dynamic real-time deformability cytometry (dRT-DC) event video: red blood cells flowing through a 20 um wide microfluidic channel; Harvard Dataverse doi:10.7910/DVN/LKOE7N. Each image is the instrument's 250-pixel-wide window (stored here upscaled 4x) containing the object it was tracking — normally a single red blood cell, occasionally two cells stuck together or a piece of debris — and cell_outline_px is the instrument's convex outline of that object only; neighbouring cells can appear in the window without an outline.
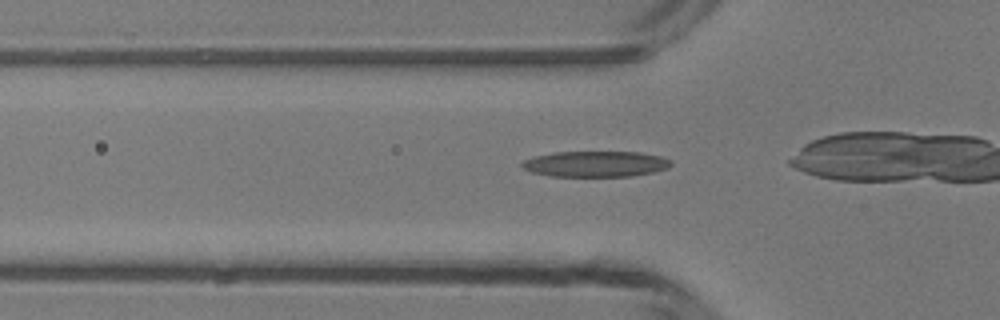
{"species": "common noctule bat (a hibernating species)", "species_latin": "Nyctalus noctula", "temperature_condition": "room temperature", "stored_images_in_passage": 17, "camera_frame_rate_fps": 3000, "um_per_image_px": 0.085, "animal": {"sex": "male", "body_mass_g": 13.3}, "frame": {"image": 1, "passage_image": 12, "time_ms": 3.667, "image_size_px": [1000, 320], "cell_outline_px": [[672, 164], [668, 168], [652, 172], [632, 176], [552, 176], [532, 172], [524, 168], [520, 164], [524, 160], [536, 156], [552, 152], [640, 152], [660, 156], [668, 160]], "centroid_in_image_um": [50.61, 13.93], "position_along_channel_um": 75.2, "area_um2": 22.2}}
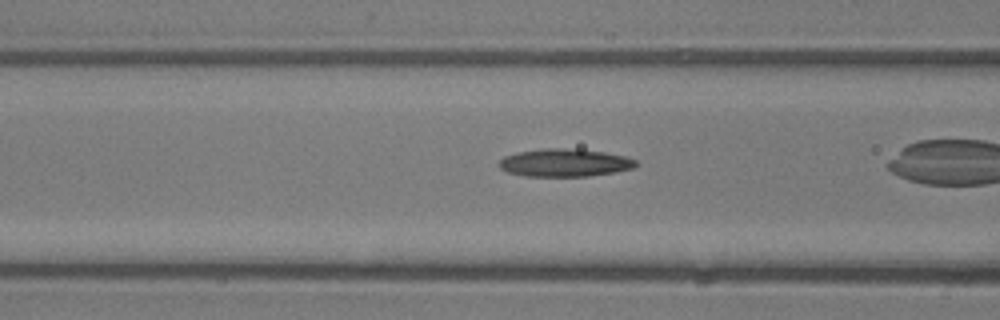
{"frame": {"image": 2, "passage_image": 15, "time_ms": 4.667, "image_size_px": [1000, 320], "cell_outline_px": [[636, 164], [632, 168], [616, 172], [588, 176], [524, 176], [508, 172], [500, 168], [496, 164], [504, 156], [516, 152], [544, 148], [564, 148], [604, 152], [624, 156], [636, 160]], "centroid_in_image_um": [47.94, 13.83], "position_along_channel_um": 118.7, "area_um2": 22.14}}